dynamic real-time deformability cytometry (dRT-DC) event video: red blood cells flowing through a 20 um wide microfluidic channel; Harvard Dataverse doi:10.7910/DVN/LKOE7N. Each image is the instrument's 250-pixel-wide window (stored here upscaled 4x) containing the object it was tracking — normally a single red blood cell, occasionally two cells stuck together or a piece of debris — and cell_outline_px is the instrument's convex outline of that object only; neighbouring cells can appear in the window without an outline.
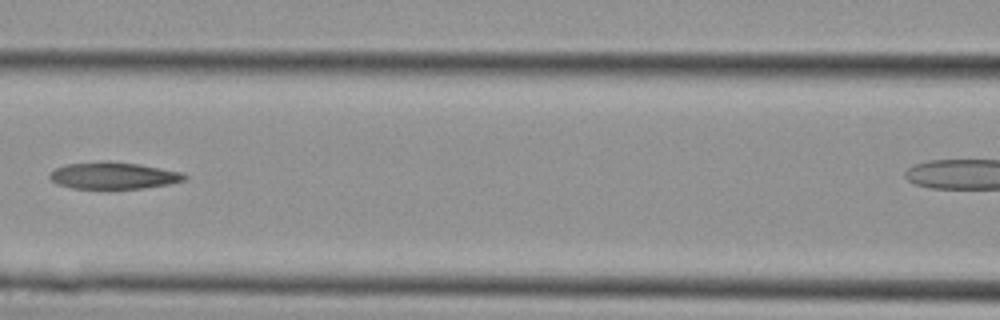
{"species": "Egyptian fruit bat (a non-hibernating species)", "species_latin": "Rousettus aegyptiacus", "temperature_condition": "cold", "stored_images_in_passage": 10, "camera_frame_rate_fps": 3000, "um_per_image_px": 0.085, "animal": {"sex": "female"}, "frame": {"image": 1, "passage_image": 6, "time_ms": 1.667, "image_size_px": [1000, 320], "cell_outline_px": [[188, 176], [184, 180], [168, 184], [144, 188], [72, 188], [56, 184], [48, 176], [56, 168], [64, 164], [104, 160], [108, 160], [140, 164], [180, 172]], "centroid_in_image_um": [9.61, 14.9], "position_along_channel_um": 157.0, "area_um2": 21.1}}